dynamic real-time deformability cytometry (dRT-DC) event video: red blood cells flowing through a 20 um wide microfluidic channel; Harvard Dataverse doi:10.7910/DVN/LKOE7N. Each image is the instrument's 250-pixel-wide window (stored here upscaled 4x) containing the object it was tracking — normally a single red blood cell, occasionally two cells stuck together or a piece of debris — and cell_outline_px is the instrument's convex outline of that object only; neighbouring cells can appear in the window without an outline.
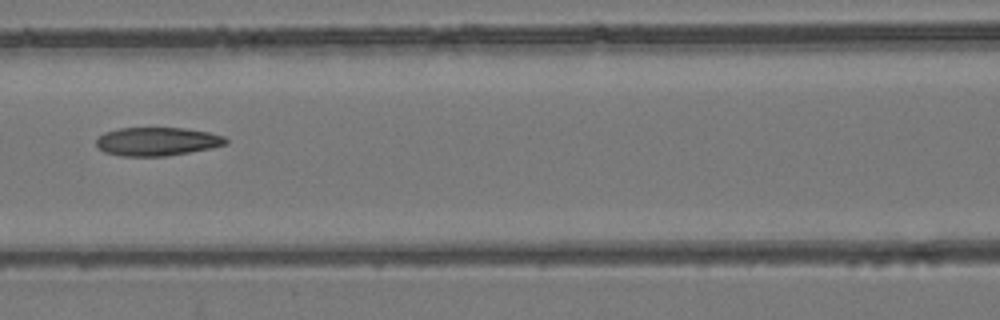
{"species": "common noctule bat (a hibernating species)", "species_latin": "Nyctalus noctula", "temperature_condition": "room temperature", "stored_images_in_passage": 7, "camera_frame_rate_fps": 3000, "um_per_image_px": 0.085, "animal": {"sex": "female", "body_mass_g": 24.6, "forearm_length_mm": 56.2}, "frame": {"image": 1, "passage_image": 7, "time_ms": 2.0, "image_size_px": [1000, 320], "cell_outline_px": [[228, 144], [212, 148], [164, 156], [120, 156], [104, 152], [96, 144], [96, 140], [104, 132], [120, 128], [184, 128], [208, 132], [224, 136], [228, 140]], "centroid_in_image_um": [13.36, 12.02], "position_along_channel_um": 153.2, "area_um2": 21.44}}